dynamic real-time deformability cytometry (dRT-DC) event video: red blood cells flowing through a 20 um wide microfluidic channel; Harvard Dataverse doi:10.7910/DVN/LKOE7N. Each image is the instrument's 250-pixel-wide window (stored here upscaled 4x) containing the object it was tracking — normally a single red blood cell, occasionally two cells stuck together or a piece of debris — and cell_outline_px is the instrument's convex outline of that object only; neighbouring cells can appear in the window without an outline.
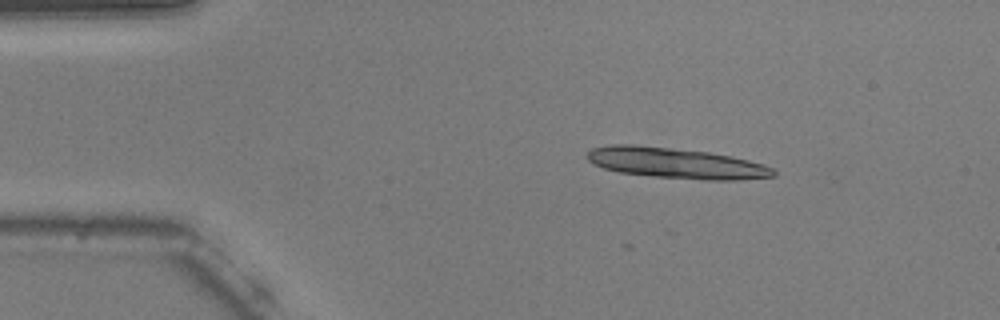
{"species": "common noctule bat (a hibernating species)", "species_latin": "Nyctalus noctula", "temperature_condition": "warm", "stored_images_in_passage": 4, "camera_frame_rate_fps": 3000, "um_per_image_px": 0.085, "animal": {"sex": "male", "body_mass_g": 20.5, "forearm_length_mm": 52.5}, "frame": {"image": 1, "passage_image": 1, "time_ms": 0.0, "image_size_px": [1000, 320], "cell_outline_px": [[776, 176], [740, 180], [704, 180], [652, 176], [620, 172], [604, 168], [592, 164], [588, 160], [588, 152], [592, 148], [608, 144], [632, 144], [708, 152], [748, 160], [764, 164], [772, 168], [776, 172]], "centroid_in_image_um": [57.45, 13.87], "position_along_channel_um": 27.5, "area_um2": 33.18}}